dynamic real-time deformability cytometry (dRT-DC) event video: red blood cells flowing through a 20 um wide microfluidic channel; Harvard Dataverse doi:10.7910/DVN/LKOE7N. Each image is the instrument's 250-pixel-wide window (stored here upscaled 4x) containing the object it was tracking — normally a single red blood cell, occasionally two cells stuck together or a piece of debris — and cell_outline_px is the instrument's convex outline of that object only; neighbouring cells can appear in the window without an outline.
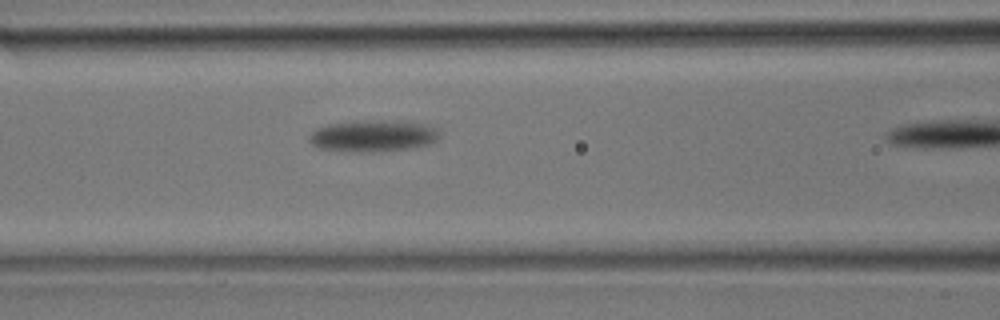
{"species": "common noctule bat (a hibernating species)", "species_latin": "Nyctalus noctula", "temperature_condition": "room temperature", "stored_images_in_passage": 38, "camera_frame_rate_fps": 3000, "um_per_image_px": 0.085, "animal": {"sex": "male", "body_mass_g": 17.9}, "frame": {"image": 1, "passage_image": 17, "time_ms": 5.333, "image_size_px": [1000, 320], "cell_outline_px": [[440, 136], [432, 144], [412, 148], [372, 152], [320, 148], [312, 144], [308, 140], [308, 136], [316, 128], [328, 124], [356, 120], [396, 120], [428, 124], [440, 128]], "centroid_in_image_um": [31.79, 11.52], "position_along_channel_um": 134.8, "area_um2": 24.39}}
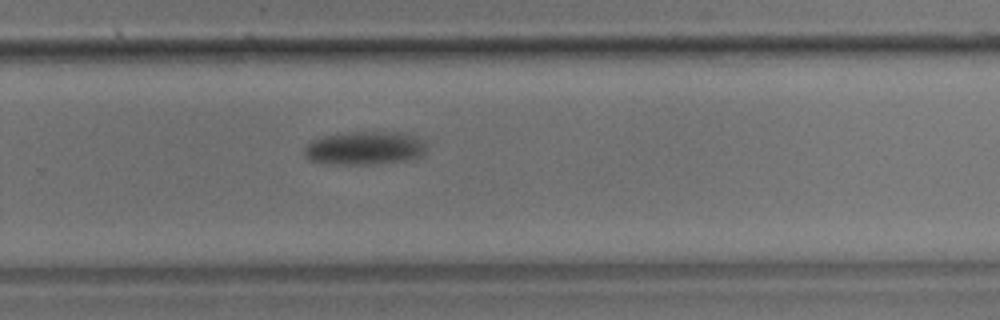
{"frame": {"image": 2, "passage_image": 28, "time_ms": 9.0, "image_size_px": [1000, 320], "cell_outline_px": [[428, 148], [420, 156], [408, 160], [376, 164], [332, 164], [308, 160], [304, 156], [304, 148], [312, 140], [324, 136], [352, 132], [408, 132], [424, 140], [428, 144]], "centroid_in_image_um": [31.06, 12.58], "position_along_channel_um": 298.7, "area_um2": 24.1}}
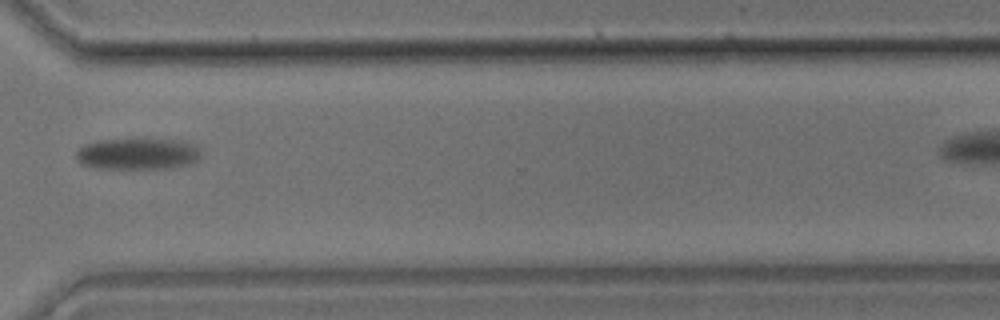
{"frame": {"image": 3, "passage_image": 32, "time_ms": 10.333, "image_size_px": [1000, 320], "cell_outline_px": [[200, 160], [192, 164], [176, 168], [92, 168], [80, 164], [76, 160], [76, 152], [84, 144], [96, 140], [136, 136], [180, 140], [192, 144], [200, 148]], "centroid_in_image_um": [11.71, 13.03], "position_along_channel_um": 358.9, "area_um2": 24.22}}